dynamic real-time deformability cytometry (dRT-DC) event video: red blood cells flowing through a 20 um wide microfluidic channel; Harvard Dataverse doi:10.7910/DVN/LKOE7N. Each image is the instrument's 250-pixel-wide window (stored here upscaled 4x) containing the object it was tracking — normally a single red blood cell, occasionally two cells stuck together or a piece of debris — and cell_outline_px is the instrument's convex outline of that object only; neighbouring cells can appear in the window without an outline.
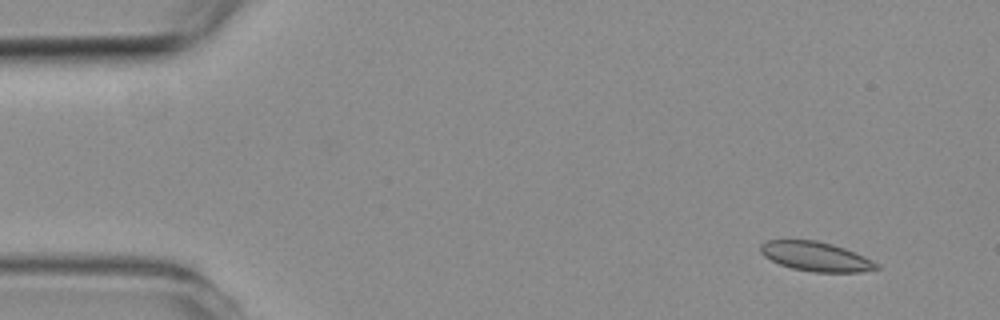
{"species": "common noctule bat (a hibernating species)", "species_latin": "Nyctalus noctula", "temperature_condition": "room temperature", "stored_images_in_passage": 5, "camera_frame_rate_fps": 3000, "um_per_image_px": 0.085, "animal": {"sex": "female", "body_mass_g": 19.3, "forearm_length_mm": 54.1}, "frame": {"image": 1, "passage_image": 1, "time_ms": 0.0, "image_size_px": [1000, 320], "cell_outline_px": [[880, 268], [860, 272], [812, 272], [792, 268], [780, 264], [764, 256], [760, 252], [760, 244], [768, 240], [816, 240], [832, 244], [844, 248], [864, 256], [880, 264]], "centroid_in_image_um": [69.36, 21.8], "position_along_channel_um": 15.6, "area_um2": 19.83}}